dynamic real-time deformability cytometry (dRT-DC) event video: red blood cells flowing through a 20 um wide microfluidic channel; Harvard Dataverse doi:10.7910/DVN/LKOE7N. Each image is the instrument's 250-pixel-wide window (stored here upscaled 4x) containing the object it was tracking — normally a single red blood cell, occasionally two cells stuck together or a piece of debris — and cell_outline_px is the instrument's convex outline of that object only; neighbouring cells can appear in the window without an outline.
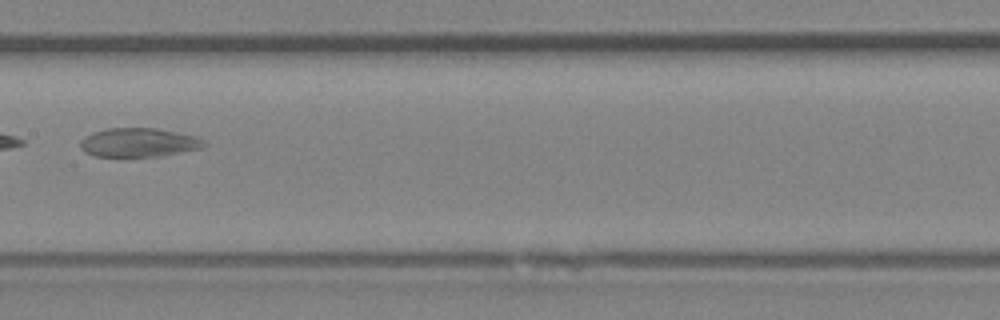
{"species": "Egyptian fruit bat (a non-hibernating species)", "species_latin": "Rousettus aegyptiacus", "temperature_condition": "room temperature", "stored_images_in_passage": 6, "camera_frame_rate_fps": 3000, "um_per_image_px": 0.085, "animal": {"sex": "female"}, "frame": {"image": 1, "passage_image": 6, "time_ms": 5.333, "image_size_px": [1000, 320], "cell_outline_px": [[208, 144], [204, 148], [160, 156], [96, 156], [84, 152], [80, 148], [80, 140], [84, 136], [92, 132], [108, 128], [156, 128], [196, 136], [204, 140]], "centroid_in_image_um": [11.8, 12.11], "position_along_channel_um": 195.6, "area_um2": 20.98}}